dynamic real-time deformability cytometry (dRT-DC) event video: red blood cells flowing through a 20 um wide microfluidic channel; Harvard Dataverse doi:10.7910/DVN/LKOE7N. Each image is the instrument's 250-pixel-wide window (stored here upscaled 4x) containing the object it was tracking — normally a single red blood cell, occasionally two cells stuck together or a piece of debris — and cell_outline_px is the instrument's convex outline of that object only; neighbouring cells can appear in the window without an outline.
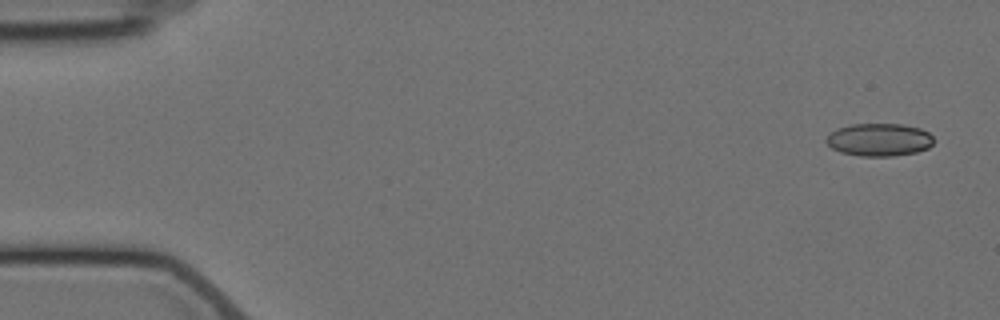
{"species": "Egyptian fruit bat (a non-hibernating species)", "species_latin": "Rousettus aegyptiacus", "temperature_condition": "cold", "stored_images_in_passage": 5, "camera_frame_rate_fps": 3000, "um_per_image_px": 0.085, "animal": {"sex": "female"}, "frame": {"image": 1, "passage_image": 1, "time_ms": 0.0, "image_size_px": [1000, 320], "cell_outline_px": [[936, 140], [928, 148], [916, 152], [892, 156], [860, 156], [840, 152], [832, 148], [824, 140], [828, 132], [836, 128], [852, 124], [904, 124], [920, 128], [928, 132]], "centroid_in_image_um": [74.71, 11.87], "position_along_channel_um": 10.3, "area_um2": 20.81}}
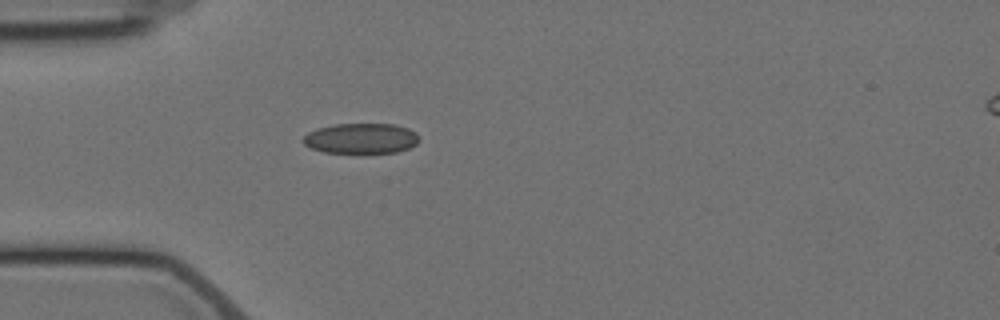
{"frame": {"image": 2, "passage_image": 5, "time_ms": 4.667, "image_size_px": [1000, 320], "cell_outline_px": [[420, 140], [416, 144], [408, 148], [396, 152], [324, 152], [312, 148], [304, 144], [300, 140], [308, 132], [316, 128], [336, 124], [392, 124], [408, 128], [416, 132], [420, 136]], "centroid_in_image_um": [30.69, 11.75], "position_along_channel_um": 54.3, "area_um2": 20.46}}